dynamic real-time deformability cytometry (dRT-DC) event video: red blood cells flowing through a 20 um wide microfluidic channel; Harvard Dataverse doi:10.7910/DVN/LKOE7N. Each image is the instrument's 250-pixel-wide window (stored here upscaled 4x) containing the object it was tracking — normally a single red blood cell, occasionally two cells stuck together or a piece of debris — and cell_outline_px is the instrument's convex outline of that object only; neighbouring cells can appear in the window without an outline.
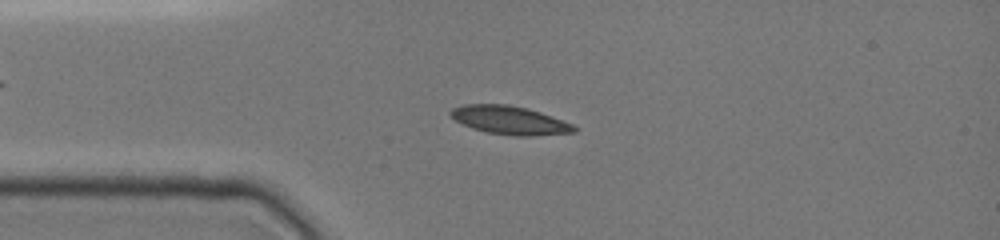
{"species": "common noctule bat (a hibernating species)", "species_latin": "Nyctalus noctula", "temperature_condition": "cold", "stored_images_in_passage": 11, "camera_frame_rate_fps": 3000, "um_per_image_px": 0.085, "animal": {"sex": "female", "body_mass_g": 19.0, "forearm_length_mm": 51.5}, "frame": {"image": 1, "passage_image": 4, "time_ms": 2.667, "image_size_px": [1000, 240], "cell_outline_px": [[580, 128], [576, 132], [532, 136], [516, 136], [488, 132], [472, 128], [456, 120], [448, 112], [452, 108], [464, 104], [508, 104], [528, 108], [552, 116], [572, 124]], "centroid_in_image_um": [43.36, 10.21], "position_along_channel_um": 41.6, "area_um2": 20.46}}
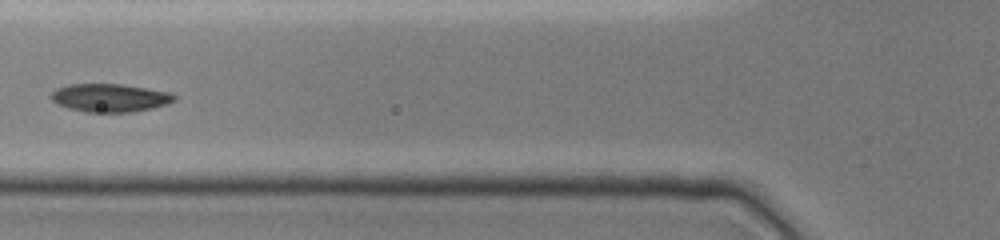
{"frame": {"image": 2, "passage_image": 7, "time_ms": 5.0, "image_size_px": [1000, 240], "cell_outline_px": [[176, 100], [168, 104], [152, 108], [132, 112], [88, 112], [68, 108], [56, 104], [52, 100], [52, 92], [56, 88], [68, 84], [124, 84], [172, 92], [176, 96]], "centroid_in_image_um": [9.38, 8.31], "position_along_channel_um": 116.4, "area_um2": 20.4}}
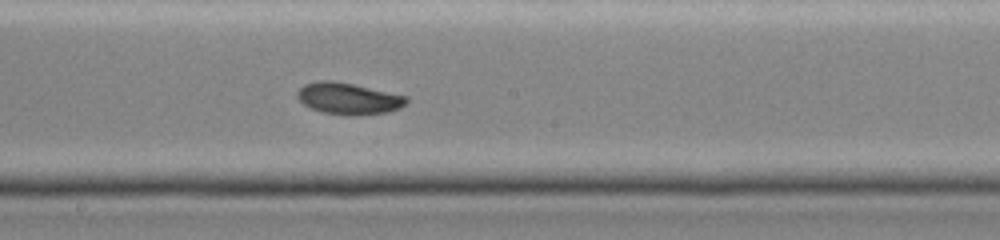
{"frame": {"image": 3, "passage_image": 11, "time_ms": 7.667, "image_size_px": [1000, 240], "cell_outline_px": [[408, 100], [400, 108], [388, 112], [352, 116], [324, 112], [312, 108], [304, 104], [296, 96], [296, 92], [304, 84], [316, 80], [332, 80], [352, 84], [408, 96]], "centroid_in_image_um": [29.61, 8.37], "position_along_channel_um": 218.6, "area_um2": 20.0}}